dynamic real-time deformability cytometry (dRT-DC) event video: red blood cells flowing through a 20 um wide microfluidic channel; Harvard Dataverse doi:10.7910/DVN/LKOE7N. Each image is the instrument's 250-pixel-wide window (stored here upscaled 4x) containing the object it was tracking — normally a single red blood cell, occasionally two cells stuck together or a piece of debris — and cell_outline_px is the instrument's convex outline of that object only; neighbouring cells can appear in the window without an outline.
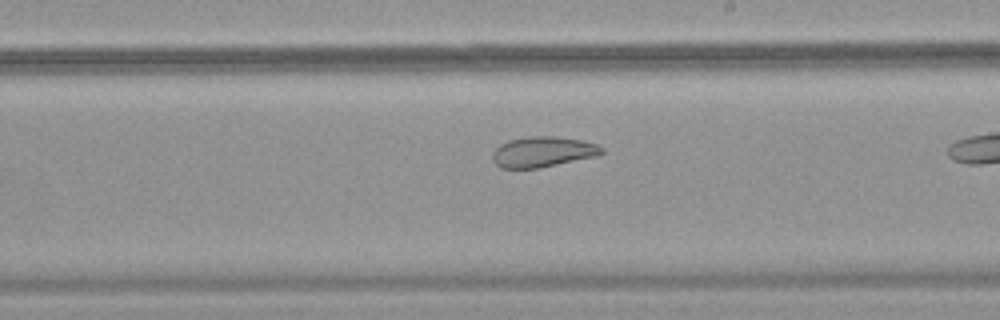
{"species": "common noctule bat (a hibernating species)", "species_latin": "Nyctalus noctula", "temperature_condition": "warm", "stored_images_in_passage": 33, "camera_frame_rate_fps": 3000, "um_per_image_px": 0.085, "animal": {"sex": "female", "body_mass_g": 18.4}, "frame": {"image": 1, "passage_image": 28, "time_ms": 9.0, "image_size_px": [1000, 320], "cell_outline_px": [[604, 152], [600, 156], [540, 168], [500, 168], [492, 160], [492, 152], [500, 144], [508, 140], [528, 136], [556, 136], [580, 140], [596, 144], [604, 148]], "centroid_in_image_um": [46.16, 12.91], "position_along_channel_um": 242.8, "area_um2": 19.71}}